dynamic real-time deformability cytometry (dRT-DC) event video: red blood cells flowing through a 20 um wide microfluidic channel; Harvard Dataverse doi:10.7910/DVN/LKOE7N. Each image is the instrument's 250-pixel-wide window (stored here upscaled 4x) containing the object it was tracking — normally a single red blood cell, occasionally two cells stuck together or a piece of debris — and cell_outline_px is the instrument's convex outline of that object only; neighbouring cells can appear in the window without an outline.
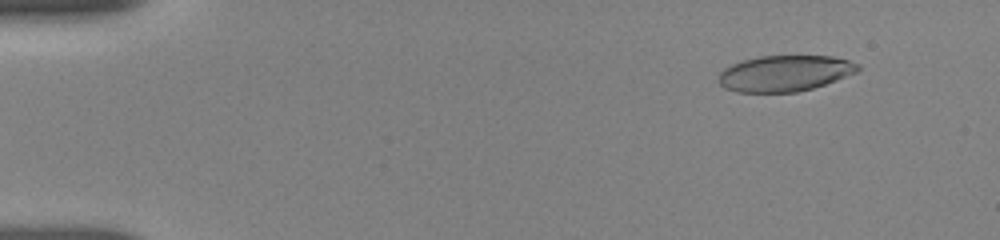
{"species": "human", "species_latin": "Homo sapiens", "temperature_condition": "room temperature", "stored_images_in_passage": 17, "camera_frame_rate_fps": 3000, "um_per_image_px": 0.085, "donor": {"sex": "female"}, "frame": {"image": 1, "passage_image": 3, "time_ms": 1.667, "image_size_px": [1000, 240], "cell_outline_px": [[860, 68], [856, 72], [836, 80], [812, 88], [796, 92], [736, 92], [724, 88], [720, 84], [720, 72], [724, 68], [732, 64], [744, 60], [760, 56], [832, 56], [848, 60], [860, 64]], "centroid_in_image_um": [66.71, 6.23], "position_along_channel_um": 18.3, "area_um2": 29.02}}
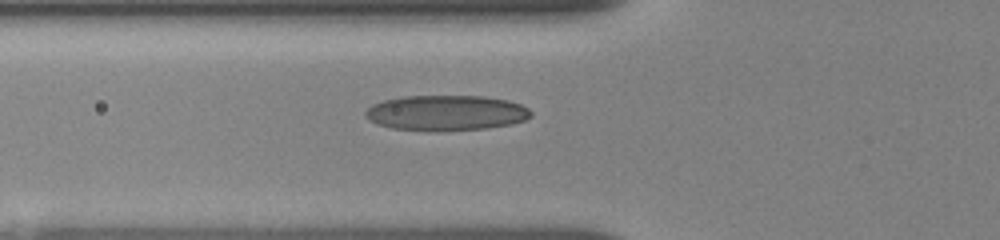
{"frame": {"image": 2, "passage_image": 10, "time_ms": 6.333, "image_size_px": [1000, 240], "cell_outline_px": [[532, 116], [524, 120], [512, 124], [488, 128], [436, 132], [428, 132], [392, 128], [376, 124], [368, 120], [364, 116], [364, 112], [372, 104], [384, 100], [404, 96], [484, 96], [508, 100], [520, 104], [528, 108], [532, 112]], "centroid_in_image_um": [37.9, 9.61], "position_along_channel_um": 87.9, "area_um2": 34.68}}
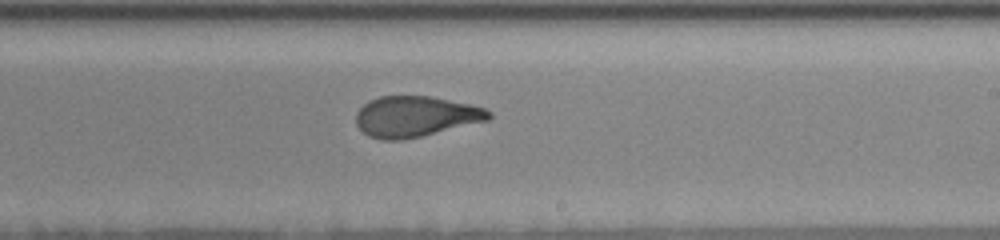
{"frame": {"image": 3, "passage_image": 17, "time_ms": 10.667, "image_size_px": [1000, 240], "cell_outline_px": [[492, 116], [488, 120], [404, 140], [384, 140], [368, 136], [356, 124], [356, 112], [364, 104], [380, 96], [428, 96], [468, 104], [484, 108], [492, 112]], "centroid_in_image_um": [35.3, 9.91], "position_along_channel_um": 253.7, "area_um2": 31.15}}